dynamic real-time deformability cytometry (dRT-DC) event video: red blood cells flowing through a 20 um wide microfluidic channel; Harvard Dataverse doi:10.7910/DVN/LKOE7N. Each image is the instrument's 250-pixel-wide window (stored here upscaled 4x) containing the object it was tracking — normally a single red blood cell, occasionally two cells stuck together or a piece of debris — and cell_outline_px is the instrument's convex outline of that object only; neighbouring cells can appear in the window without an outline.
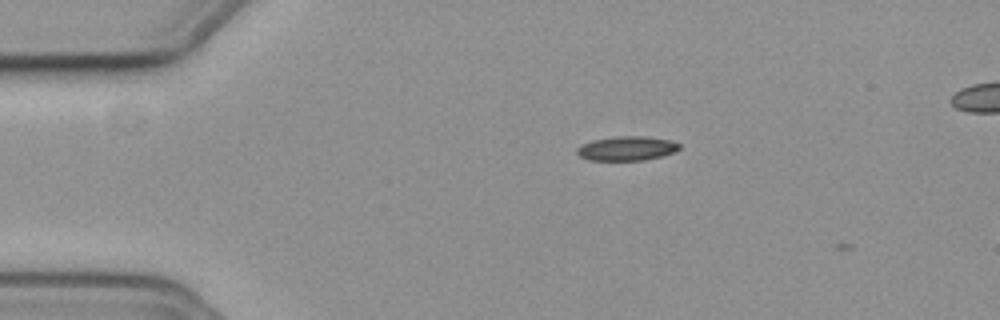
{"species": "common noctule bat (a hibernating species)", "species_latin": "Nyctalus noctula", "temperature_condition": "cold", "stored_images_in_passage": 3, "camera_frame_rate_fps": 3000, "um_per_image_px": 0.085, "animal": {"sex": "female", "body_mass_g": 19.3, "forearm_length_mm": 54.1}, "frame": {"image": 1, "passage_image": 1, "time_ms": 0.0, "image_size_px": [1000, 320], "cell_outline_px": [[680, 148], [676, 152], [644, 160], [588, 160], [580, 156], [576, 152], [576, 148], [592, 140], [616, 136], [644, 136], [668, 140], [680, 144]], "centroid_in_image_um": [53.27, 12.61], "position_along_channel_um": 31.7, "area_um2": 14.39}}